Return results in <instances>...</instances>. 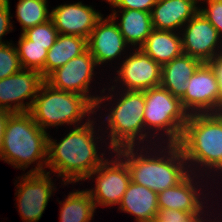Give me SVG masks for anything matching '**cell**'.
Segmentation results:
<instances>
[{
    "mask_svg": "<svg viewBox=\"0 0 222 222\" xmlns=\"http://www.w3.org/2000/svg\"><path fill=\"white\" fill-rule=\"evenodd\" d=\"M94 124L88 117L87 122L75 125L58 143L48 136L46 168L62 177L65 185L85 181L106 160L104 153H97L99 138L95 136Z\"/></svg>",
    "mask_w": 222,
    "mask_h": 222,
    "instance_id": "6da1fadb",
    "label": "cell"
},
{
    "mask_svg": "<svg viewBox=\"0 0 222 222\" xmlns=\"http://www.w3.org/2000/svg\"><path fill=\"white\" fill-rule=\"evenodd\" d=\"M134 148V146L123 147L113 152L126 162L133 183L159 193L176 186L189 174L187 162L178 144L167 143L159 154L156 152L154 155L148 151L144 153L145 155L142 154L143 146L139 154Z\"/></svg>",
    "mask_w": 222,
    "mask_h": 222,
    "instance_id": "7a4b0ae2",
    "label": "cell"
},
{
    "mask_svg": "<svg viewBox=\"0 0 222 222\" xmlns=\"http://www.w3.org/2000/svg\"><path fill=\"white\" fill-rule=\"evenodd\" d=\"M48 136L29 112L12 113L3 134L0 159L23 171L36 161L37 166L27 173H45Z\"/></svg>",
    "mask_w": 222,
    "mask_h": 222,
    "instance_id": "3957f363",
    "label": "cell"
},
{
    "mask_svg": "<svg viewBox=\"0 0 222 222\" xmlns=\"http://www.w3.org/2000/svg\"><path fill=\"white\" fill-rule=\"evenodd\" d=\"M178 145L189 172L203 166L210 173L222 155V112L189 115ZM195 164L196 168L191 167Z\"/></svg>",
    "mask_w": 222,
    "mask_h": 222,
    "instance_id": "277c9868",
    "label": "cell"
},
{
    "mask_svg": "<svg viewBox=\"0 0 222 222\" xmlns=\"http://www.w3.org/2000/svg\"><path fill=\"white\" fill-rule=\"evenodd\" d=\"M95 110V106L85 96L56 89L45 81L29 113L38 126L46 131L50 126H80L77 123L87 114H94Z\"/></svg>",
    "mask_w": 222,
    "mask_h": 222,
    "instance_id": "5b68a950",
    "label": "cell"
},
{
    "mask_svg": "<svg viewBox=\"0 0 222 222\" xmlns=\"http://www.w3.org/2000/svg\"><path fill=\"white\" fill-rule=\"evenodd\" d=\"M105 119L108 123L109 149L136 146L148 138L144 124L145 91L123 90ZM119 100V101H118ZM145 138V139H144ZM136 141V142H135ZM140 141V142H139Z\"/></svg>",
    "mask_w": 222,
    "mask_h": 222,
    "instance_id": "8992f818",
    "label": "cell"
},
{
    "mask_svg": "<svg viewBox=\"0 0 222 222\" xmlns=\"http://www.w3.org/2000/svg\"><path fill=\"white\" fill-rule=\"evenodd\" d=\"M188 116L180 98L173 96L167 89L157 86L145 90V131L147 129V133H150L151 129L155 130L149 134L151 135L149 138H152V135L155 138L163 130L164 133L161 135L162 138L164 134L166 135V143L178 144Z\"/></svg>",
    "mask_w": 222,
    "mask_h": 222,
    "instance_id": "52a82bcc",
    "label": "cell"
},
{
    "mask_svg": "<svg viewBox=\"0 0 222 222\" xmlns=\"http://www.w3.org/2000/svg\"><path fill=\"white\" fill-rule=\"evenodd\" d=\"M96 66L94 57L87 49L83 54L72 58L64 66L53 71L45 81L56 89L85 96L95 109L99 110V105L109 99L112 101L114 95H101L102 97L97 95L96 97L89 93Z\"/></svg>",
    "mask_w": 222,
    "mask_h": 222,
    "instance_id": "ba28073f",
    "label": "cell"
},
{
    "mask_svg": "<svg viewBox=\"0 0 222 222\" xmlns=\"http://www.w3.org/2000/svg\"><path fill=\"white\" fill-rule=\"evenodd\" d=\"M220 82L210 63H202L189 79V86L180 98L189 114L220 113Z\"/></svg>",
    "mask_w": 222,
    "mask_h": 222,
    "instance_id": "9c48e42d",
    "label": "cell"
},
{
    "mask_svg": "<svg viewBox=\"0 0 222 222\" xmlns=\"http://www.w3.org/2000/svg\"><path fill=\"white\" fill-rule=\"evenodd\" d=\"M115 159H106L88 179L95 178V188L87 190L94 202L95 208L100 206L119 205L129 183L131 175L126 162L118 154Z\"/></svg>",
    "mask_w": 222,
    "mask_h": 222,
    "instance_id": "30bf717a",
    "label": "cell"
},
{
    "mask_svg": "<svg viewBox=\"0 0 222 222\" xmlns=\"http://www.w3.org/2000/svg\"><path fill=\"white\" fill-rule=\"evenodd\" d=\"M45 82L40 71L21 69L0 80V109L12 113L29 112L42 84ZM29 98V102L25 99ZM14 103V105H12Z\"/></svg>",
    "mask_w": 222,
    "mask_h": 222,
    "instance_id": "8fae6325",
    "label": "cell"
},
{
    "mask_svg": "<svg viewBox=\"0 0 222 222\" xmlns=\"http://www.w3.org/2000/svg\"><path fill=\"white\" fill-rule=\"evenodd\" d=\"M182 30L184 31L180 35L184 54L202 63H210L215 57L222 55L220 36L201 12L198 11Z\"/></svg>",
    "mask_w": 222,
    "mask_h": 222,
    "instance_id": "7c38bea8",
    "label": "cell"
},
{
    "mask_svg": "<svg viewBox=\"0 0 222 222\" xmlns=\"http://www.w3.org/2000/svg\"><path fill=\"white\" fill-rule=\"evenodd\" d=\"M27 174V175H26ZM17 184L18 209L25 222H38L55 190L50 171L45 173H26Z\"/></svg>",
    "mask_w": 222,
    "mask_h": 222,
    "instance_id": "4fadbf2b",
    "label": "cell"
},
{
    "mask_svg": "<svg viewBox=\"0 0 222 222\" xmlns=\"http://www.w3.org/2000/svg\"><path fill=\"white\" fill-rule=\"evenodd\" d=\"M135 49V52L121 63L115 82L120 80L124 90L145 91L160 86L162 66L140 48Z\"/></svg>",
    "mask_w": 222,
    "mask_h": 222,
    "instance_id": "5bb4252c",
    "label": "cell"
},
{
    "mask_svg": "<svg viewBox=\"0 0 222 222\" xmlns=\"http://www.w3.org/2000/svg\"><path fill=\"white\" fill-rule=\"evenodd\" d=\"M117 15L110 14L105 19L102 16L87 39L88 51L97 66L121 56V52L128 46L116 23Z\"/></svg>",
    "mask_w": 222,
    "mask_h": 222,
    "instance_id": "9a60e30c",
    "label": "cell"
},
{
    "mask_svg": "<svg viewBox=\"0 0 222 222\" xmlns=\"http://www.w3.org/2000/svg\"><path fill=\"white\" fill-rule=\"evenodd\" d=\"M103 15L82 2L63 4L51 11V19L59 34L75 35L88 39Z\"/></svg>",
    "mask_w": 222,
    "mask_h": 222,
    "instance_id": "2e32d148",
    "label": "cell"
},
{
    "mask_svg": "<svg viewBox=\"0 0 222 222\" xmlns=\"http://www.w3.org/2000/svg\"><path fill=\"white\" fill-rule=\"evenodd\" d=\"M198 3L199 0H158L151 11L153 29L175 32L182 29L199 11Z\"/></svg>",
    "mask_w": 222,
    "mask_h": 222,
    "instance_id": "e0dca14e",
    "label": "cell"
},
{
    "mask_svg": "<svg viewBox=\"0 0 222 222\" xmlns=\"http://www.w3.org/2000/svg\"><path fill=\"white\" fill-rule=\"evenodd\" d=\"M191 174L194 175V173L190 172L176 186L158 193L157 201L159 209H173L185 212L204 211L203 208L206 206H204L203 203L205 202L200 198V196L204 194L198 190L199 185H197V183L200 182L194 180V177L198 178L197 173L194 176Z\"/></svg>",
    "mask_w": 222,
    "mask_h": 222,
    "instance_id": "ac0fdd59",
    "label": "cell"
},
{
    "mask_svg": "<svg viewBox=\"0 0 222 222\" xmlns=\"http://www.w3.org/2000/svg\"><path fill=\"white\" fill-rule=\"evenodd\" d=\"M157 197V192L131 181L119 204V210L135 215L136 222H149L159 210Z\"/></svg>",
    "mask_w": 222,
    "mask_h": 222,
    "instance_id": "d6986e66",
    "label": "cell"
},
{
    "mask_svg": "<svg viewBox=\"0 0 222 222\" xmlns=\"http://www.w3.org/2000/svg\"><path fill=\"white\" fill-rule=\"evenodd\" d=\"M201 64L200 60L183 53L161 67L160 86L181 98L189 86L190 77Z\"/></svg>",
    "mask_w": 222,
    "mask_h": 222,
    "instance_id": "ffe728a7",
    "label": "cell"
},
{
    "mask_svg": "<svg viewBox=\"0 0 222 222\" xmlns=\"http://www.w3.org/2000/svg\"><path fill=\"white\" fill-rule=\"evenodd\" d=\"M178 33L153 29L140 49L163 66L183 54L182 40L180 32Z\"/></svg>",
    "mask_w": 222,
    "mask_h": 222,
    "instance_id": "44dd1931",
    "label": "cell"
},
{
    "mask_svg": "<svg viewBox=\"0 0 222 222\" xmlns=\"http://www.w3.org/2000/svg\"><path fill=\"white\" fill-rule=\"evenodd\" d=\"M121 13L120 22L117 23L121 34L124 37L127 45H132L135 48H141L148 35L153 30L151 13L134 10V9H121L120 11L113 10L112 14Z\"/></svg>",
    "mask_w": 222,
    "mask_h": 222,
    "instance_id": "7402d4cb",
    "label": "cell"
},
{
    "mask_svg": "<svg viewBox=\"0 0 222 222\" xmlns=\"http://www.w3.org/2000/svg\"><path fill=\"white\" fill-rule=\"evenodd\" d=\"M88 49L87 39L75 35L59 34L48 50L45 61V79L56 69Z\"/></svg>",
    "mask_w": 222,
    "mask_h": 222,
    "instance_id": "603a6c76",
    "label": "cell"
},
{
    "mask_svg": "<svg viewBox=\"0 0 222 222\" xmlns=\"http://www.w3.org/2000/svg\"><path fill=\"white\" fill-rule=\"evenodd\" d=\"M60 205V222H90L94 217L95 205L86 190L71 192Z\"/></svg>",
    "mask_w": 222,
    "mask_h": 222,
    "instance_id": "cb8c5ba5",
    "label": "cell"
},
{
    "mask_svg": "<svg viewBox=\"0 0 222 222\" xmlns=\"http://www.w3.org/2000/svg\"><path fill=\"white\" fill-rule=\"evenodd\" d=\"M47 6V0L18 1L16 19L22 26V32L51 19V12H49Z\"/></svg>",
    "mask_w": 222,
    "mask_h": 222,
    "instance_id": "d4e9b609",
    "label": "cell"
},
{
    "mask_svg": "<svg viewBox=\"0 0 222 222\" xmlns=\"http://www.w3.org/2000/svg\"><path fill=\"white\" fill-rule=\"evenodd\" d=\"M16 47L22 69H35L45 78V61L52 46L29 45V40L21 33Z\"/></svg>",
    "mask_w": 222,
    "mask_h": 222,
    "instance_id": "484cf974",
    "label": "cell"
},
{
    "mask_svg": "<svg viewBox=\"0 0 222 222\" xmlns=\"http://www.w3.org/2000/svg\"><path fill=\"white\" fill-rule=\"evenodd\" d=\"M22 34L29 40V45L52 46L59 33L52 19L26 29Z\"/></svg>",
    "mask_w": 222,
    "mask_h": 222,
    "instance_id": "4316f807",
    "label": "cell"
},
{
    "mask_svg": "<svg viewBox=\"0 0 222 222\" xmlns=\"http://www.w3.org/2000/svg\"><path fill=\"white\" fill-rule=\"evenodd\" d=\"M13 46L12 43L0 45V80L22 69L17 49Z\"/></svg>",
    "mask_w": 222,
    "mask_h": 222,
    "instance_id": "83f0119b",
    "label": "cell"
},
{
    "mask_svg": "<svg viewBox=\"0 0 222 222\" xmlns=\"http://www.w3.org/2000/svg\"><path fill=\"white\" fill-rule=\"evenodd\" d=\"M201 214L204 215V212L159 209L155 218L160 222H201L203 220Z\"/></svg>",
    "mask_w": 222,
    "mask_h": 222,
    "instance_id": "f1b7e54d",
    "label": "cell"
},
{
    "mask_svg": "<svg viewBox=\"0 0 222 222\" xmlns=\"http://www.w3.org/2000/svg\"><path fill=\"white\" fill-rule=\"evenodd\" d=\"M207 3L206 8H200L204 17L215 27L218 35L222 38V0H200Z\"/></svg>",
    "mask_w": 222,
    "mask_h": 222,
    "instance_id": "f546056e",
    "label": "cell"
},
{
    "mask_svg": "<svg viewBox=\"0 0 222 222\" xmlns=\"http://www.w3.org/2000/svg\"><path fill=\"white\" fill-rule=\"evenodd\" d=\"M114 9H134L145 12L152 11L158 0H106Z\"/></svg>",
    "mask_w": 222,
    "mask_h": 222,
    "instance_id": "4dcf8cb0",
    "label": "cell"
},
{
    "mask_svg": "<svg viewBox=\"0 0 222 222\" xmlns=\"http://www.w3.org/2000/svg\"><path fill=\"white\" fill-rule=\"evenodd\" d=\"M9 3V0H2L0 2V45L9 43L8 41L6 43L4 41L2 42V37L13 30L12 23L10 22L12 16H10Z\"/></svg>",
    "mask_w": 222,
    "mask_h": 222,
    "instance_id": "1f68e13d",
    "label": "cell"
},
{
    "mask_svg": "<svg viewBox=\"0 0 222 222\" xmlns=\"http://www.w3.org/2000/svg\"><path fill=\"white\" fill-rule=\"evenodd\" d=\"M210 64L212 65L217 78L220 82L221 99H220V112H222V55L215 57Z\"/></svg>",
    "mask_w": 222,
    "mask_h": 222,
    "instance_id": "d6a6232c",
    "label": "cell"
},
{
    "mask_svg": "<svg viewBox=\"0 0 222 222\" xmlns=\"http://www.w3.org/2000/svg\"><path fill=\"white\" fill-rule=\"evenodd\" d=\"M11 114L12 112L8 110L0 109V155L2 150L3 134L6 128L7 120Z\"/></svg>",
    "mask_w": 222,
    "mask_h": 222,
    "instance_id": "836d02e7",
    "label": "cell"
},
{
    "mask_svg": "<svg viewBox=\"0 0 222 222\" xmlns=\"http://www.w3.org/2000/svg\"><path fill=\"white\" fill-rule=\"evenodd\" d=\"M212 170H218L220 172H222V155H221V158H220V161L211 169V172Z\"/></svg>",
    "mask_w": 222,
    "mask_h": 222,
    "instance_id": "e575fe53",
    "label": "cell"
},
{
    "mask_svg": "<svg viewBox=\"0 0 222 222\" xmlns=\"http://www.w3.org/2000/svg\"><path fill=\"white\" fill-rule=\"evenodd\" d=\"M149 222H160L159 220H157L156 218L151 219Z\"/></svg>",
    "mask_w": 222,
    "mask_h": 222,
    "instance_id": "d590c367",
    "label": "cell"
}]
</instances>
